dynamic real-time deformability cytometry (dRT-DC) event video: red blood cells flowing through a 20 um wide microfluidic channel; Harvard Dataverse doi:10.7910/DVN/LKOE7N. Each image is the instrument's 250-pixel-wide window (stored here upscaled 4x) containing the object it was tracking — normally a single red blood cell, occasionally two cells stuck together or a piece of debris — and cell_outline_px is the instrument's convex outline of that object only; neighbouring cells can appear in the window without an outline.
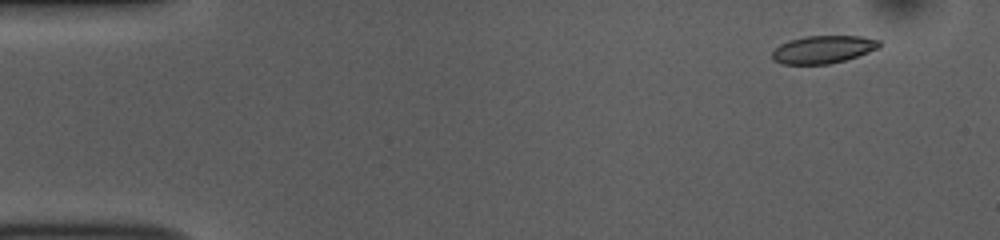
{"species": "common noctule bat (a hibernating species)", "species_latin": "Nyctalus noctula", "temperature_condition": "room temperature", "stored_images_in_passage": 51, "camera_frame_rate_fps": 3000, "um_per_image_px": 0.085, "animal": {"sex": "female", "body_mass_g": 10.0, "forearm_length_mm": 53.1}, "frame": {"image": 1, "passage_image": 4, "time_ms": 1.0, "image_size_px": [1000, 240], "cell_outline_px": [[880, 48], [844, 60], [828, 64], [784, 64], [772, 60], [772, 52], [780, 44], [788, 40], [804, 36], [860, 36], [880, 40]], "centroid_in_image_um": [69.95, 4.19], "position_along_channel_um": 15.1, "area_um2": 17.28}}
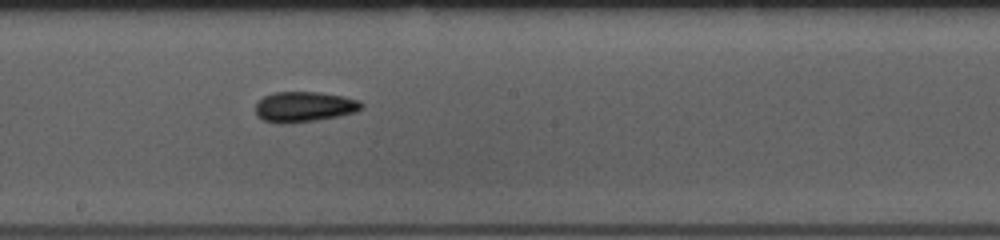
{"frame": {"image": 2, "passage_image": 28, "time_ms": 9.0, "image_size_px": [1000, 240], "cell_outline_px": [[364, 108], [356, 112], [340, 116], [316, 120], [284, 124], [280, 124], [264, 120], [256, 116], [256, 104], [264, 96], [276, 92], [316, 92], [344, 96], [360, 100], [364, 104]], "centroid_in_image_um": [25.9, 9.08], "position_along_channel_um": 222.3, "area_um2": 18.9}}
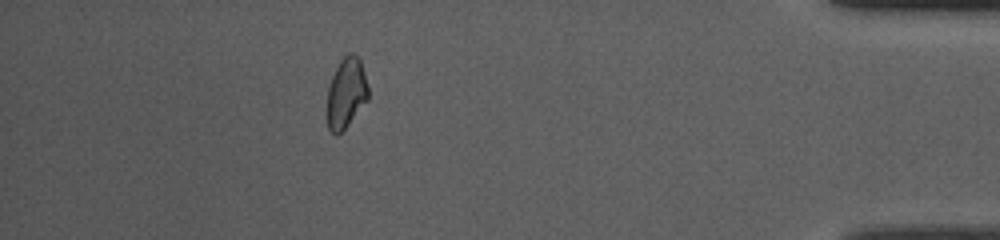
{"frame": {"image": 3, "passage_image": 46, "time_ms": 15.0, "image_size_px": [1000, 240], "cell_outline_px": [[368, 100], [344, 128], [336, 136], [328, 128], [328, 88], [332, 76], [340, 60], [348, 52], [352, 52], [360, 60], [364, 72], [368, 88]], "centroid_in_image_um": [29.43, 7.88], "position_along_channel_um": 405.8, "area_um2": 16.53}, "authors_computed_cell_mechanics": {"area_um2": 17.7446, "velocity_mm_per_s": 3.8621, "shape_relaxation_time_tau1_ms": 3.7542, "shape_relaxation_time_tau2_ms": 1.3749, "deformation_change_tau1": 0.1103, "deformation_change_tau2": 0.0711}}